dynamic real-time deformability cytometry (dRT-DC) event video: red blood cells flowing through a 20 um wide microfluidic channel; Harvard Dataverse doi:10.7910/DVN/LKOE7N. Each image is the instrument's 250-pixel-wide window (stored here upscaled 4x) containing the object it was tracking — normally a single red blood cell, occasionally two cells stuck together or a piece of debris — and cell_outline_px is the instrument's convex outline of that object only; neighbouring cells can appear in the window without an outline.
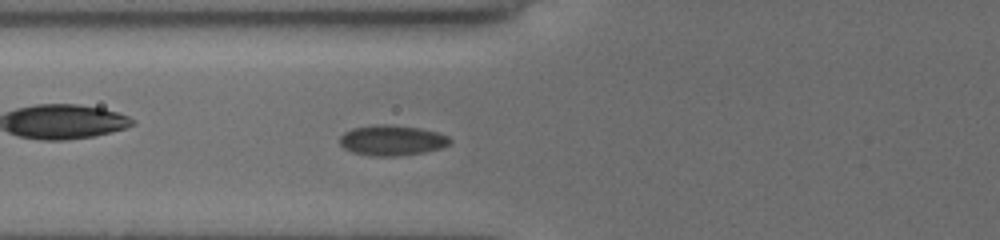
{"species": "common noctule bat (a hibernating species)", "species_latin": "Nyctalus noctula", "temperature_condition": "cold", "stored_images_in_passage": 53, "segment_of_instrument_passage": [1, 2], "camera_frame_rate_fps": 3000, "um_per_image_px": 0.085, "animal": {"sex": "female", "body_mass_g": 19.5, "forearm_length_mm": 54.1}, "frame": {"image": 1, "passage_image": 20, "time_ms": 6.333, "image_size_px": [1000, 240], "cell_outline_px": [[452, 140], [448, 144], [440, 148], [424, 152], [396, 156], [372, 156], [352, 152], [344, 148], [336, 140], [344, 132], [352, 128], [376, 124], [392, 124], [420, 128], [436, 132], [448, 136]], "centroid_in_image_um": [33.26, 11.92], "position_along_channel_um": 92.5, "area_um2": 19.65}}
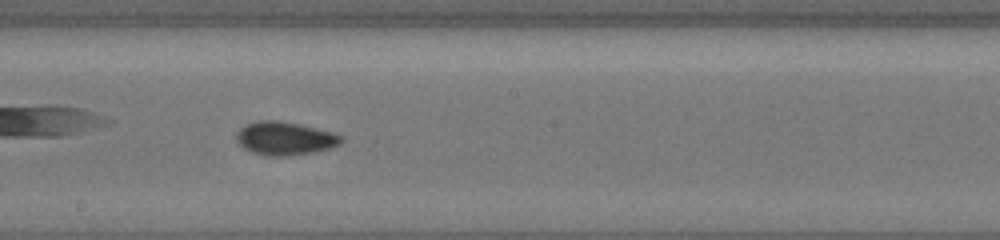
{"frame": {"image": 2, "passage_image": 30, "time_ms": 9.667, "image_size_px": [1000, 240], "cell_outline_px": [[344, 140], [340, 144], [332, 148], [312, 152], [288, 156], [264, 156], [252, 152], [244, 148], [236, 140], [236, 132], [240, 128], [256, 120], [276, 120], [300, 124], [332, 132], [344, 136]], "centroid_in_image_um": [24.23, 11.76], "position_along_channel_um": 224.0, "area_um2": 20.52}}
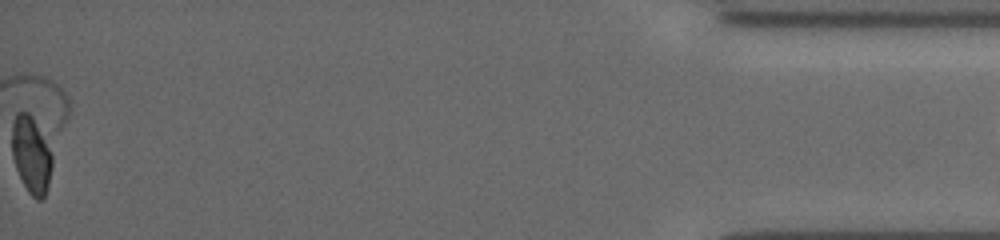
{"frame": {"image": 3, "passage_image": 52, "time_ms": 17.0, "image_size_px": [1000, 240], "cell_outline_px": [[52, 168], [48, 188], [44, 196], [40, 200], [36, 200], [28, 192], [16, 168], [12, 156], [12, 120], [16, 112], [28, 112], [32, 116], [40, 128], [52, 156]], "centroid_in_image_um": [2.65, 13.15], "position_along_channel_um": 432.6, "area_um2": 18.09}}